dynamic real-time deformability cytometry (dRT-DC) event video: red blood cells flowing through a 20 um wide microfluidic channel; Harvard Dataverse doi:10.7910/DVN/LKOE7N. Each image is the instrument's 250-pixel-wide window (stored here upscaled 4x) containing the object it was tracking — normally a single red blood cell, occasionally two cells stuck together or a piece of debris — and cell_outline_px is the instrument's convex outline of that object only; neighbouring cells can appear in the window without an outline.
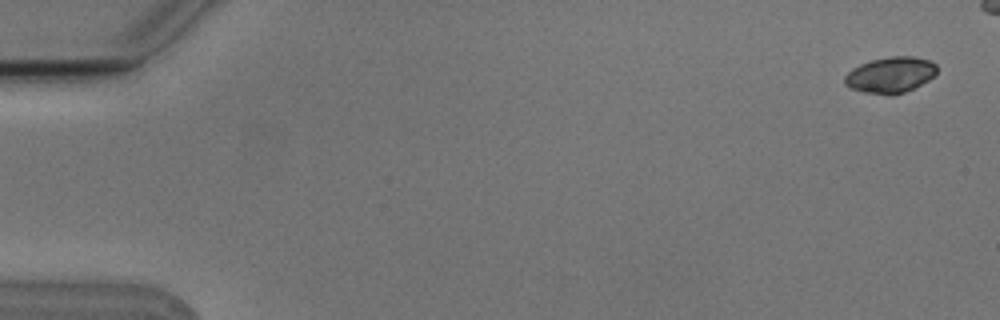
{"species": "Egyptian fruit bat (a non-hibernating species)", "species_latin": "Rousettus aegyptiacus", "temperature_condition": "cold", "stored_images_in_passage": 8, "camera_frame_rate_fps": 3000, "um_per_image_px": 0.085, "animal": {"sex": "male"}, "frame": {"image": 1, "passage_image": 1, "time_ms": 0.0, "image_size_px": [1000, 320], "cell_outline_px": [[936, 72], [928, 80], [904, 92], [892, 96], [888, 96], [864, 92], [852, 88], [844, 84], [844, 76], [852, 68], [860, 64], [872, 60], [892, 56], [912, 56], [928, 60], [936, 64]], "centroid_in_image_um": [75.65, 6.37], "position_along_channel_um": 9.3, "area_um2": 19.19}}
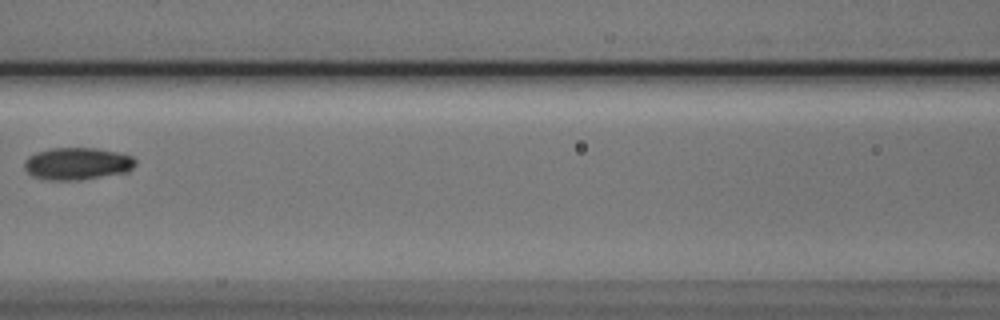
{"frame": {"image": 2, "passage_image": 7, "time_ms": 2.0, "image_size_px": [1000, 320], "cell_outline_px": [[136, 164], [128, 172], [76, 180], [48, 180], [32, 176], [24, 168], [24, 160], [28, 156], [36, 152], [52, 148], [96, 148], [116, 152], [132, 156], [136, 160]], "centroid_in_image_um": [6.55, 13.91], "position_along_channel_um": 160.1, "area_um2": 20.87}}
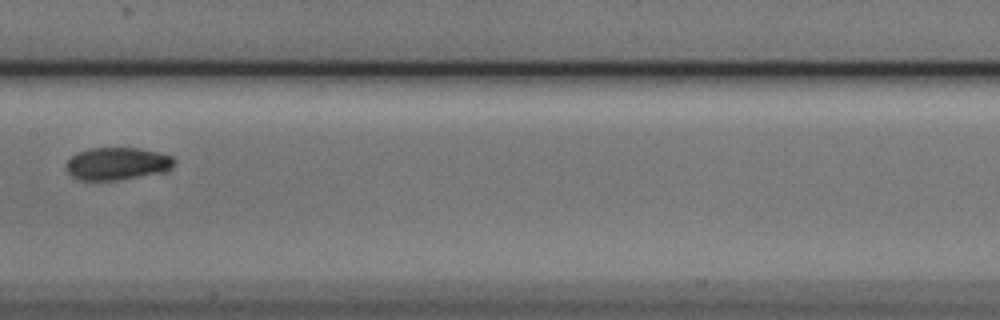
{"frame": {"image": 3, "passage_image": 8, "time_ms": 2.333, "image_size_px": [1000, 320], "cell_outline_px": [[176, 160], [172, 168], [168, 172], [120, 180], [80, 180], [72, 176], [64, 168], [64, 164], [76, 152], [92, 148], [136, 148], [156, 152], [172, 156]], "centroid_in_image_um": [9.97, 13.93], "position_along_channel_um": 197.4, "area_um2": 20.81}}